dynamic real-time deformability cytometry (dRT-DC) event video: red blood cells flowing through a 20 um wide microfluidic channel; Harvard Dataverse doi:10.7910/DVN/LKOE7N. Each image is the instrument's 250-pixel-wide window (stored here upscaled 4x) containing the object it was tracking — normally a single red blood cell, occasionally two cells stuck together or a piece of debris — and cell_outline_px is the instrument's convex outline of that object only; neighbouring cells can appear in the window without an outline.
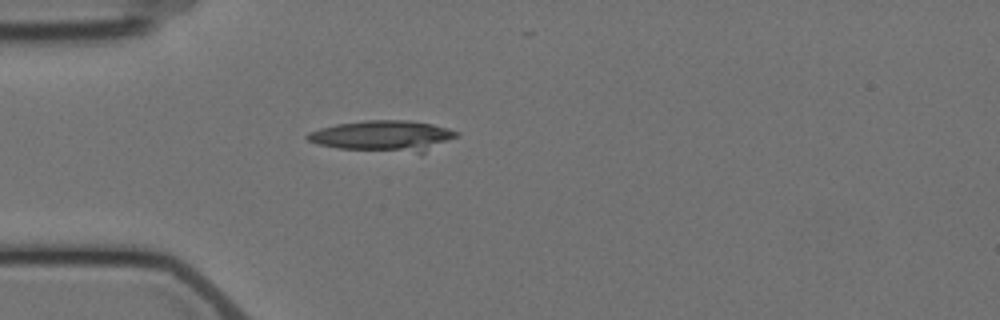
{"species": "Egyptian fruit bat (a non-hibernating species)", "species_latin": "Rousettus aegyptiacus", "temperature_condition": "cold", "stored_images_in_passage": 1, "camera_frame_rate_fps": 3000, "um_per_image_px": 0.085, "animal": {"sex": "female"}, "frame": {"image": 1, "passage_image": 1, "time_ms": 0.0, "image_size_px": [1000, 320], "cell_outline_px": [[460, 136], [420, 156], [340, 148], [316, 144], [308, 140], [304, 136], [308, 132], [320, 128], [336, 124], [364, 120], [408, 120], [432, 124], [448, 128], [460, 132]], "centroid_in_image_um": [32.67, 11.6], "position_along_channel_um": 52.3, "area_um2": 28.03}}